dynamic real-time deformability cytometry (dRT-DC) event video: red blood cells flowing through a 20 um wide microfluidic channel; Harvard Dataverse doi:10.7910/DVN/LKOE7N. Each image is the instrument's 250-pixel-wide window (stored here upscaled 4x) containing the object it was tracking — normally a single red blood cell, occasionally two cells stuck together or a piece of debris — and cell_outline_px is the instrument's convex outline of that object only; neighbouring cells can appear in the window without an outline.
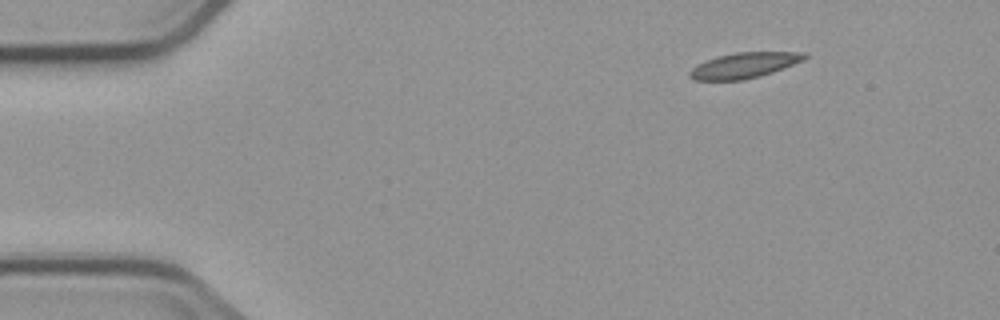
{"species": "common noctule bat (a hibernating species)", "species_latin": "Nyctalus noctula", "temperature_condition": "cold", "stored_images_in_passage": 4, "camera_frame_rate_fps": 3000, "um_per_image_px": 0.085, "animal": {"sex": "male", "body_mass_g": 23.1, "forearm_length_mm": 52.7}, "frame": {"image": 1, "passage_image": 4, "time_ms": 4.667, "image_size_px": [1000, 320], "cell_outline_px": [[808, 56], [804, 60], [772, 72], [760, 76], [744, 80], [696, 80], [688, 76], [688, 72], [696, 64], [716, 56], [736, 52], [808, 52]], "centroid_in_image_um": [63.24, 5.55], "position_along_channel_um": 21.8, "area_um2": 17.17}}